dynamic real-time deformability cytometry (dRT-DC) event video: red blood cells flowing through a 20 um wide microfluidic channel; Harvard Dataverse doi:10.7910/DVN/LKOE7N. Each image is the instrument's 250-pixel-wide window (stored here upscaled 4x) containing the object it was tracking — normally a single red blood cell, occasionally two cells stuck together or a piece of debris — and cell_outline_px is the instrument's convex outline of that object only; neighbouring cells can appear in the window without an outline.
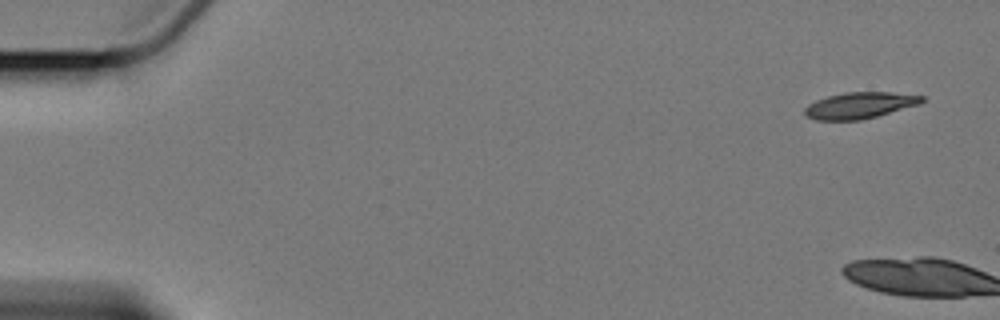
{"species": "Egyptian fruit bat (a non-hibernating species)", "species_latin": "Rousettus aegyptiacus", "temperature_condition": "cold", "stored_images_in_passage": 4, "camera_frame_rate_fps": 3000, "um_per_image_px": 0.085, "animal": {"sex": "female"}, "frame": {"image": 1, "passage_image": 1, "time_ms": 0.0, "image_size_px": [1000, 320], "cell_outline_px": [[924, 100], [920, 104], [876, 116], [860, 120], [816, 120], [808, 116], [804, 112], [804, 108], [808, 104], [816, 100], [828, 96], [844, 92], [892, 92], [924, 96]], "centroid_in_image_um": [73.07, 8.95], "position_along_channel_um": 11.9, "area_um2": 17.86}}